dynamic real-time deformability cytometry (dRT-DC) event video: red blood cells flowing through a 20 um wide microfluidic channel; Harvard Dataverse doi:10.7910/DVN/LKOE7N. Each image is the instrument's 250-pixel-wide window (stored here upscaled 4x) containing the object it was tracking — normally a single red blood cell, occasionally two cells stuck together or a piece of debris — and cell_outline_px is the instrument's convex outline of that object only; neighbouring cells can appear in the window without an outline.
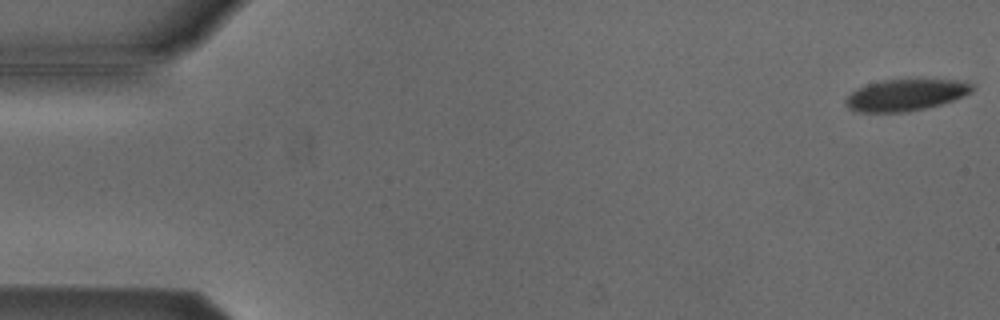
{"species": "Egyptian fruit bat (a non-hibernating species)", "species_latin": "Rousettus aegyptiacus", "temperature_condition": "cold", "stored_images_in_passage": 7, "camera_frame_rate_fps": 3000, "um_per_image_px": 0.085, "animal": {"sex": "male"}, "frame": {"image": 1, "passage_image": 1, "time_ms": 0.0, "image_size_px": [1000, 320], "cell_outline_px": [[976, 88], [972, 92], [964, 96], [940, 104], [908, 112], [860, 112], [848, 108], [844, 104], [844, 100], [856, 88], [880, 80], [956, 80], [972, 84]], "centroid_in_image_um": [76.96, 8.08], "position_along_channel_um": 8.0, "area_um2": 23.18}}